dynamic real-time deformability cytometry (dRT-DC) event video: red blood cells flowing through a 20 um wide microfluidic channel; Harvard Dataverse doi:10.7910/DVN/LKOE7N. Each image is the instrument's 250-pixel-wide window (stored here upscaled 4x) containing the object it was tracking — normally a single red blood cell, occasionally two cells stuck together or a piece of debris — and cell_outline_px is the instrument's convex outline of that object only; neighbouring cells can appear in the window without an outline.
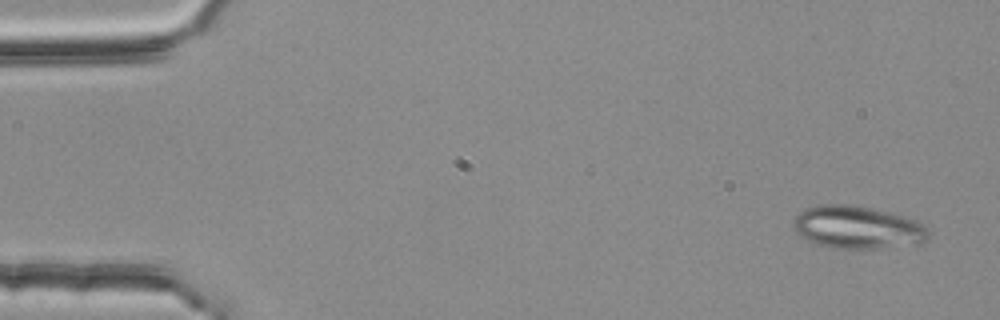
{"species": "common noctule bat (a hibernating species)", "species_latin": "Nyctalus noctula", "temperature_condition": "room temperature", "stored_images_in_passage": 4, "camera_frame_rate_fps": 3000, "um_per_image_px": 0.085, "animal": {"sex": "female", "body_mass_g": 25.1}, "frame": {"image": 1, "passage_image": 1, "time_ms": 0.0, "image_size_px": [1000, 320], "cell_outline_px": [[928, 240], [920, 244], [880, 248], [836, 248], [816, 244], [800, 236], [792, 228], [792, 224], [796, 216], [800, 212], [808, 208], [820, 204], [848, 204], [868, 208], [916, 220], [928, 228]], "centroid_in_image_um": [72.87, 19.34], "position_along_channel_um": 12.1, "area_um2": 33.41}}